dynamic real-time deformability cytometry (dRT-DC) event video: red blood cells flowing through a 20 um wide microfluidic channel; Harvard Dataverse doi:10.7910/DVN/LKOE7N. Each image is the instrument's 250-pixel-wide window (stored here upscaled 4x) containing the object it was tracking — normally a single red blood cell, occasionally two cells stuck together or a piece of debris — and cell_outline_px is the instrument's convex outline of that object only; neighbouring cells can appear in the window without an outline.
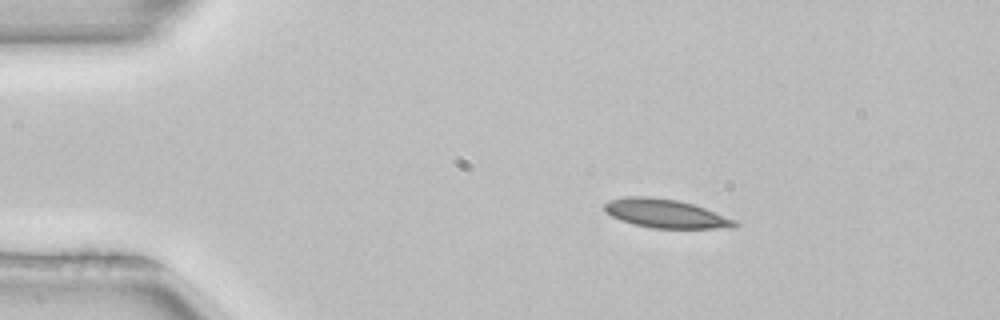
{"species": "common noctule bat (a hibernating species)", "species_latin": "Nyctalus noctula", "temperature_condition": "room temperature", "stored_images_in_passage": 4, "camera_frame_rate_fps": 3000, "um_per_image_px": 0.085, "animal": {"sex": "female", "body_mass_g": 22.7, "forearm_length_mm": 54.2}, "frame": {"image": 1, "passage_image": 2, "time_ms": 0.333, "image_size_px": [1000, 320], "cell_outline_px": [[740, 224], [732, 228], [652, 228], [632, 224], [620, 220], [604, 212], [604, 204], [612, 200], [624, 196], [648, 196], [676, 200], [692, 204], [704, 208], [736, 220]], "centroid_in_image_um": [56.56, 18.16], "position_along_channel_um": 28.4, "area_um2": 21.73}}
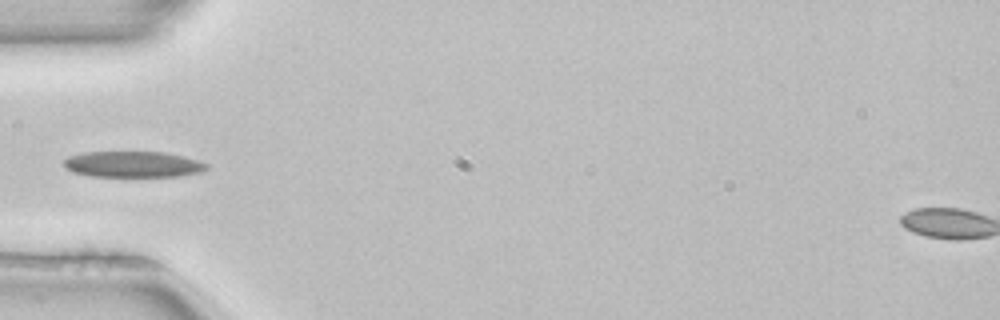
{"frame": {"image": 2, "passage_image": 4, "time_ms": 1.0, "image_size_px": [1000, 320], "cell_outline_px": [[208, 168], [200, 172], [180, 176], [92, 176], [72, 172], [64, 168], [64, 160], [68, 156], [84, 152], [164, 152], [184, 156], [208, 164]], "centroid_in_image_um": [11.28, 13.96], "position_along_channel_um": 73.7, "area_um2": 21.62}}